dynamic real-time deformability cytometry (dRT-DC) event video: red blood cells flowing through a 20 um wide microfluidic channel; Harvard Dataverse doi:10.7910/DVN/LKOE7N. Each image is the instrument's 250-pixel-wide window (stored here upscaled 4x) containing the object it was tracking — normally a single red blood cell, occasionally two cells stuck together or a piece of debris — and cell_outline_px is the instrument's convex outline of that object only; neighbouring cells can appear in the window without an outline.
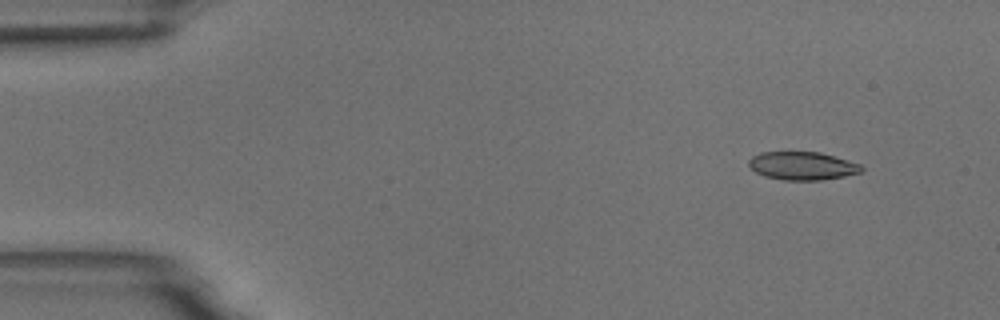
{"species": "common noctule bat (a hibernating species)", "species_latin": "Nyctalus noctula", "temperature_condition": "room temperature", "stored_images_in_passage": 4, "camera_frame_rate_fps": 3000, "um_per_image_px": 0.085, "animal": {"sex": "male", "body_mass_g": 18.8}, "frame": {"image": 1, "passage_image": 1, "time_ms": 0.0, "image_size_px": [1000, 320], "cell_outline_px": [[864, 168], [860, 172], [844, 176], [820, 180], [784, 180], [764, 176], [756, 172], [748, 164], [748, 160], [752, 156], [760, 152], [820, 152], [860, 164]], "centroid_in_image_um": [68.17, 14.09], "position_along_channel_um": 16.8, "area_um2": 18.38}}
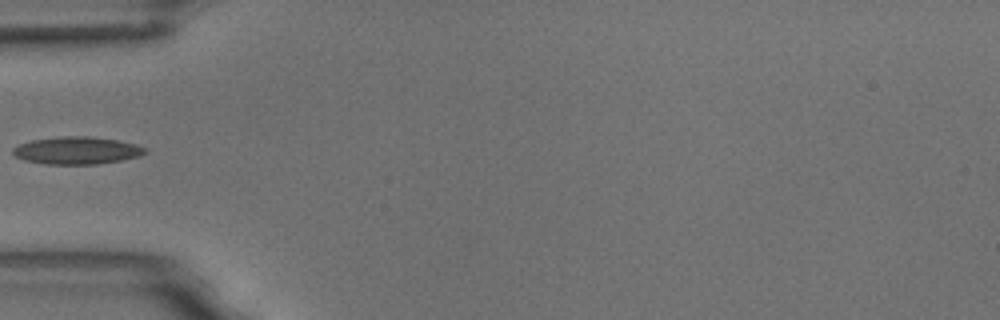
{"frame": {"image": 2, "passage_image": 4, "time_ms": 4.333, "image_size_px": [1000, 320], "cell_outline_px": [[148, 152], [140, 156], [120, 160], [96, 164], [44, 164], [24, 160], [16, 156], [12, 152], [12, 148], [20, 144], [32, 140], [56, 136], [88, 136], [116, 140], [136, 144], [148, 148]], "centroid_in_image_um": [6.54, 12.78], "position_along_channel_um": 78.5, "area_um2": 21.21}}